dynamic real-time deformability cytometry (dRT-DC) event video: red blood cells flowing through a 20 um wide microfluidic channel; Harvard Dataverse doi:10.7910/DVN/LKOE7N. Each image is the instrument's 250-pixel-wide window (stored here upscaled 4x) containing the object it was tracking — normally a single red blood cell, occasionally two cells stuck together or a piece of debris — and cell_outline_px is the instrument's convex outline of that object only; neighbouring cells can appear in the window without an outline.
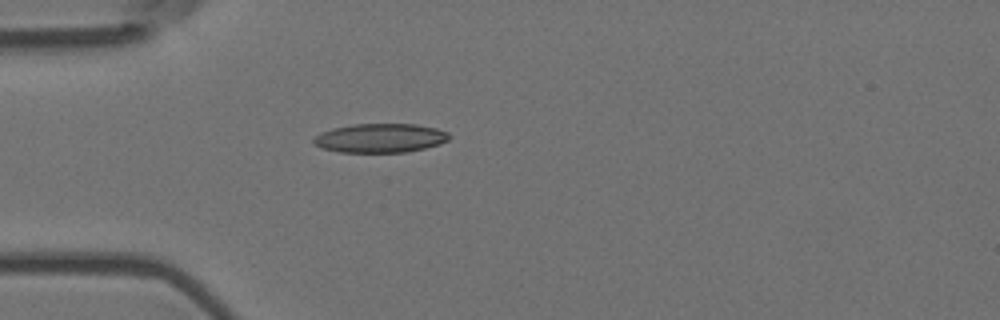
{"species": "Egyptian fruit bat (a non-hibernating species)", "species_latin": "Rousettus aegyptiacus", "temperature_condition": "room temperature", "stored_images_in_passage": 3, "camera_frame_rate_fps": 3000, "um_per_image_px": 0.085, "animal": {"sex": "female"}, "frame": {"image": 1, "passage_image": 3, "time_ms": 0.667, "image_size_px": [1000, 320], "cell_outline_px": [[452, 136], [448, 140], [440, 144], [408, 152], [340, 152], [324, 148], [316, 144], [312, 140], [320, 132], [332, 128], [352, 124], [416, 124], [436, 128], [448, 132]], "centroid_in_image_um": [32.36, 11.73], "position_along_channel_um": 52.6, "area_um2": 22.95}}